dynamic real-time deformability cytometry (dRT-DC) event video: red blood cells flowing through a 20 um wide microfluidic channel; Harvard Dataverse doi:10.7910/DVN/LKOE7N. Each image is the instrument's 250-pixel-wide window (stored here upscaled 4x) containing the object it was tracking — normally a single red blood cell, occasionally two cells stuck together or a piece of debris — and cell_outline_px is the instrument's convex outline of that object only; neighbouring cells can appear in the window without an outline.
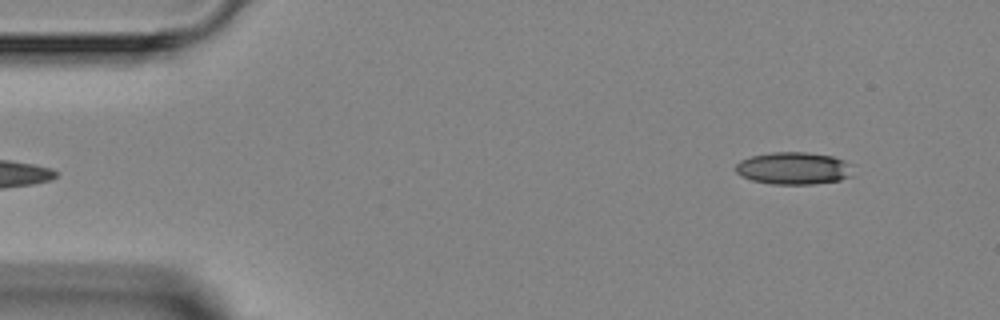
{"species": "Egyptian fruit bat (a non-hibernating species)", "species_latin": "Rousettus aegyptiacus", "temperature_condition": "room temperature", "stored_images_in_passage": 3, "segment_of_instrument_passage": [2, 2], "camera_frame_rate_fps": 3000, "um_per_image_px": 0.085, "animal": {"sex": "female"}, "frame": {"image": 1, "passage_image": 3, "time_ms": 2.333, "image_size_px": [1000, 320], "cell_outline_px": [[852, 176], [840, 180], [812, 184], [772, 184], [752, 180], [740, 176], [736, 172], [736, 164], [740, 160], [752, 156], [772, 152], [804, 152], [832, 156], [844, 160], [852, 164]], "centroid_in_image_um": [67.47, 14.3], "position_along_channel_um": 17.5, "area_um2": 22.2}}